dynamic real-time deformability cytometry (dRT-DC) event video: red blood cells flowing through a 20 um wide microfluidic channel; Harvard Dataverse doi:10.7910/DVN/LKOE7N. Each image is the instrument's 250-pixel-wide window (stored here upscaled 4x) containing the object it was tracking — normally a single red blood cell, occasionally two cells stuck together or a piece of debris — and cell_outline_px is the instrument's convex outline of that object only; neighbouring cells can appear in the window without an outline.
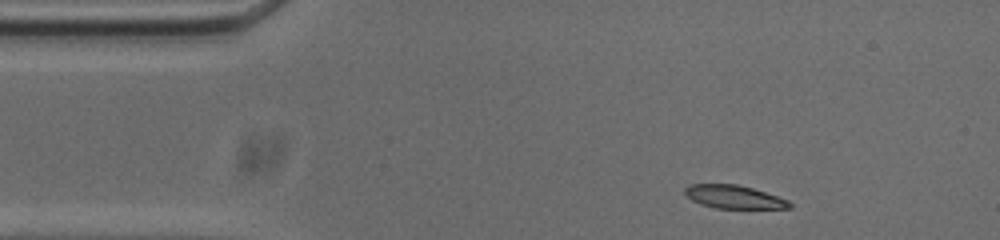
{"species": "common noctule bat (a hibernating species)", "species_latin": "Nyctalus noctula", "temperature_condition": "cold", "stored_images_in_passage": 47, "camera_frame_rate_fps": 3000, "um_per_image_px": 0.085, "animal": {"sex": "male", "body_mass_g": 20.0, "forearm_length_mm": 53.3}, "frame": {"image": 1, "passage_image": 1, "time_ms": 0.0, "image_size_px": [1000, 240], "cell_outline_px": [[792, 208], [716, 208], [700, 204], [692, 200], [684, 192], [684, 188], [688, 184], [736, 184], [752, 188], [788, 200], [792, 204]], "centroid_in_image_um": [62.36, 16.73], "position_along_channel_um": 22.6, "area_um2": 14.05}}
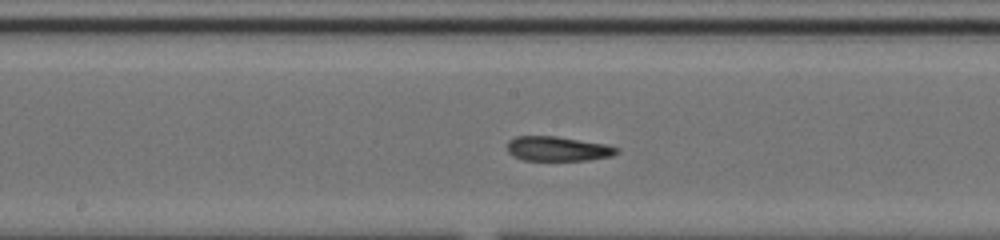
{"frame": {"image": 2, "passage_image": 20, "time_ms": 6.333, "image_size_px": [1000, 240], "cell_outline_px": [[620, 152], [612, 156], [588, 160], [524, 160], [512, 156], [508, 152], [508, 140], [516, 136], [556, 136], [608, 144], [620, 148]], "centroid_in_image_um": [47.45, 12.64], "position_along_channel_um": 200.8, "area_um2": 15.9}}
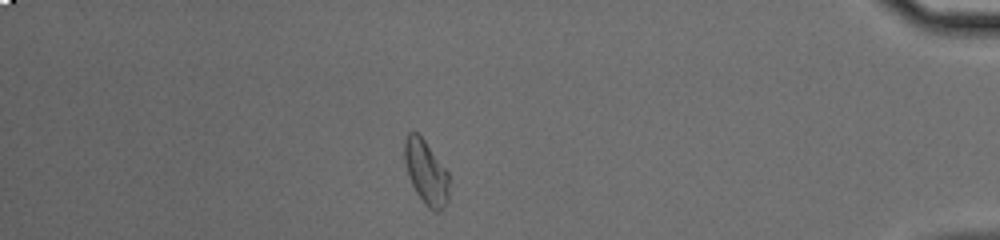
{"frame": {"image": 3, "passage_image": 40, "time_ms": 13.0, "image_size_px": [1000, 240], "cell_outline_px": [[448, 200], [436, 212], [428, 208], [424, 204], [416, 192], [408, 176], [404, 164], [404, 140], [408, 132], [416, 132], [424, 140], [448, 172]], "centroid_in_image_um": [36.18, 14.63], "position_along_channel_um": 399.0, "area_um2": 16.47}, "authors_computed_cell_mechanics": {"area_um2": 16.184, "velocity_mm_per_s": 3.7213, "shape_relaxation_time_tau1_ms": null, "shape_relaxation_time_tau2_ms": 5.6594, "deformation_change_tau1": null, "deformation_change_tau2": 0.1199}}